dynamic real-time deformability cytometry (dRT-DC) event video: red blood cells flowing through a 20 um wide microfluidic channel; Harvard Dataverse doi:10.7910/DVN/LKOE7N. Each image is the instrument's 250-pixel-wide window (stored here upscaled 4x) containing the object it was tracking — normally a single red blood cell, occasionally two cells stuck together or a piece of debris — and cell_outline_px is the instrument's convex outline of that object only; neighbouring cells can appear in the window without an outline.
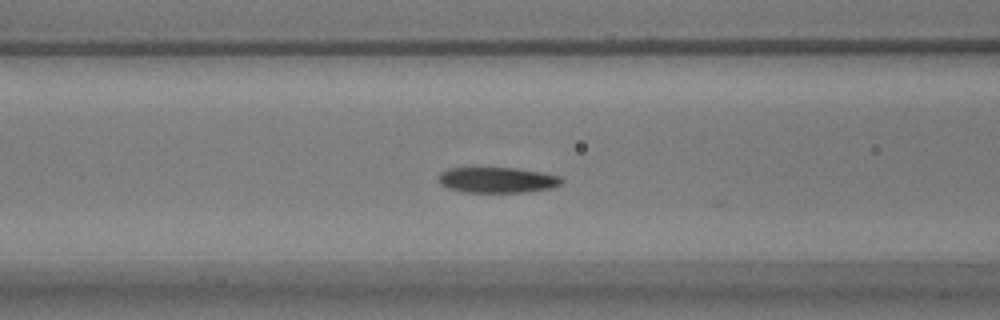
{"species": "common noctule bat (a hibernating species)", "species_latin": "Nyctalus noctula", "temperature_condition": "warm", "stored_images_in_passage": 9, "camera_frame_rate_fps": 3000, "um_per_image_px": 0.085, "animal": {"sex": "male", "body_mass_g": 17.9}, "frame": {"image": 1, "passage_image": 5, "time_ms": 1.333, "image_size_px": [1000, 320], "cell_outline_px": [[564, 180], [560, 184], [552, 188], [524, 192], [464, 192], [448, 188], [440, 184], [436, 180], [440, 172], [448, 168], [516, 168], [544, 172], [560, 176]], "centroid_in_image_um": [42.25, 15.29], "position_along_channel_um": 124.3, "area_um2": 18.55}}
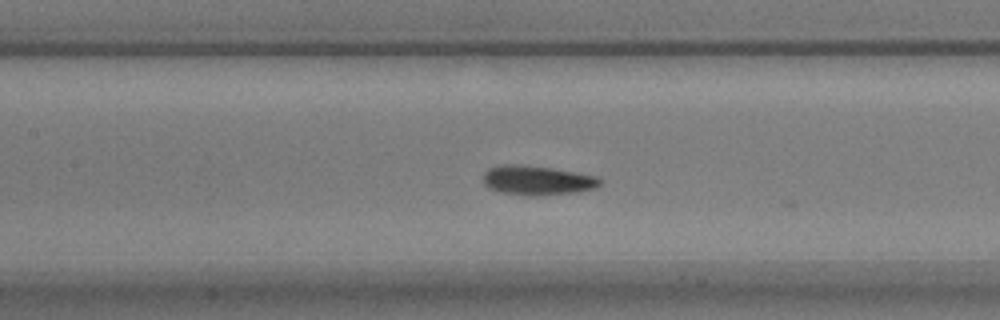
{"frame": {"image": 2, "passage_image": 8, "time_ms": 2.333, "image_size_px": [1000, 320], "cell_outline_px": [[600, 184], [592, 188], [576, 192], [532, 196], [528, 196], [500, 192], [488, 188], [484, 184], [484, 172], [488, 168], [504, 164], [516, 164], [552, 168], [596, 176], [600, 180]], "centroid_in_image_um": [45.6, 15.33], "position_along_channel_um": 161.8, "area_um2": 19.83}}